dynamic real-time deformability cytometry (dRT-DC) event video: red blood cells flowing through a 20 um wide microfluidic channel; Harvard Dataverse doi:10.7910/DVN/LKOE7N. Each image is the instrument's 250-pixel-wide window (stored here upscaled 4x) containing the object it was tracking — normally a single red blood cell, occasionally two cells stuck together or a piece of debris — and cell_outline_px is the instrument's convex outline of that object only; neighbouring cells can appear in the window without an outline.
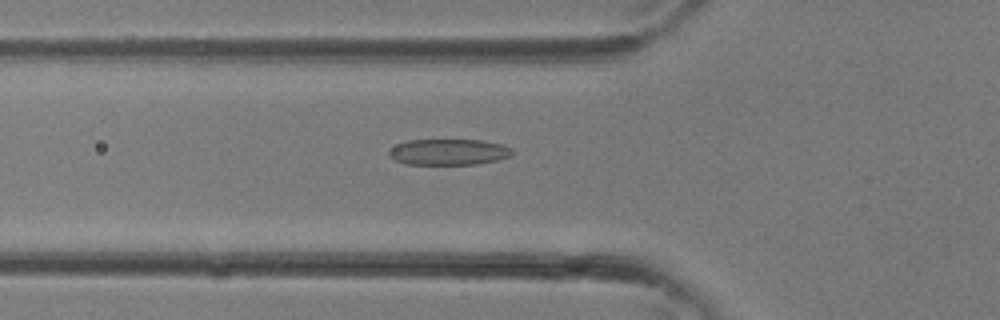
{"species": "common noctule bat (a hibernating species)", "species_latin": "Nyctalus noctula", "temperature_condition": "room temperature", "stored_images_in_passage": 22, "camera_frame_rate_fps": 3000, "um_per_image_px": 0.085, "animal": {"sex": "female"}, "frame": {"image": 1, "passage_image": 2, "time_ms": 0.333, "image_size_px": [1000, 320], "cell_outline_px": [[516, 152], [512, 156], [496, 160], [476, 164], [404, 164], [388, 156], [388, 152], [396, 144], [408, 140], [480, 140], [500, 144], [512, 148]], "centroid_in_image_um": [38.15, 12.92], "position_along_channel_um": 87.7, "area_um2": 18.73}}
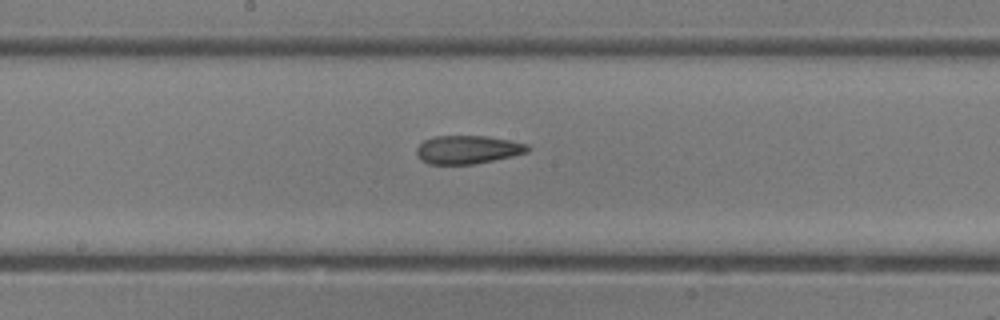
{"frame": {"image": 2, "passage_image": 8, "time_ms": 2.333, "image_size_px": [1000, 320], "cell_outline_px": [[532, 148], [528, 152], [512, 156], [476, 164], [428, 164], [420, 160], [416, 156], [416, 148], [424, 140], [436, 136], [488, 136], [528, 144]], "centroid_in_image_um": [39.75, 12.72], "position_along_channel_um": 208.5, "area_um2": 18.5}}
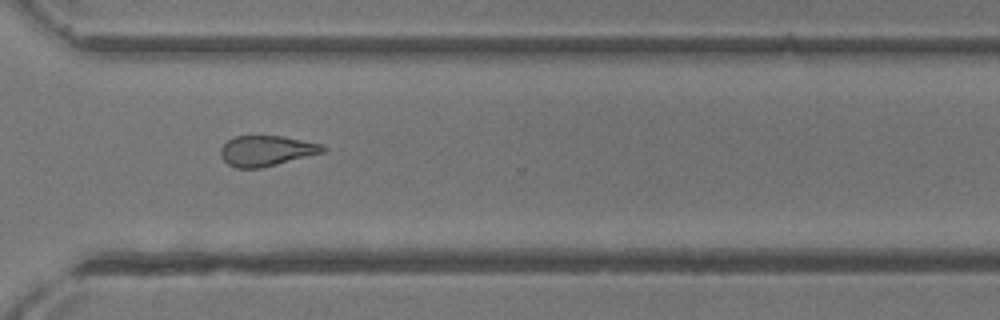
{"frame": {"image": 3, "passage_image": 15, "time_ms": 4.667, "image_size_px": [1000, 320], "cell_outline_px": [[328, 148], [324, 152], [260, 168], [236, 168], [228, 164], [220, 156], [220, 148], [228, 140], [236, 136], [280, 136], [320, 144]], "centroid_in_image_um": [22.61, 12.82], "position_along_channel_um": 348.0, "area_um2": 17.86}}